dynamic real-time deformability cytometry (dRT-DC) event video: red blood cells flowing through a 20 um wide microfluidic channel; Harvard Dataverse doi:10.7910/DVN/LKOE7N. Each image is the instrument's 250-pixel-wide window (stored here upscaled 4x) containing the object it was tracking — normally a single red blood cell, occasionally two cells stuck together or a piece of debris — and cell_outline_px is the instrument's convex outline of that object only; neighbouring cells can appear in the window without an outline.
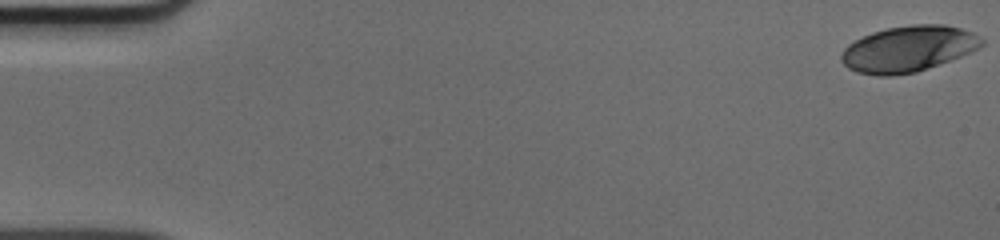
{"species": "human", "species_latin": "Homo sapiens", "temperature_condition": "cold", "stored_images_in_passage": 51, "camera_frame_rate_fps": 3000, "um_per_image_px": 0.085, "donor": {"sex": "male"}, "frame": {"image": 1, "passage_image": 1, "time_ms": 0.0, "image_size_px": [1000, 240], "cell_outline_px": [[984, 44], [980, 48], [972, 52], [928, 68], [916, 72], [892, 76], [876, 76], [856, 72], [848, 68], [840, 60], [840, 52], [848, 44], [872, 32], [888, 28], [912, 24], [944, 24], [960, 28], [972, 32], [984, 40]], "centroid_in_image_um": [77.19, 4.16], "position_along_channel_um": 7.8, "area_um2": 37.8}}
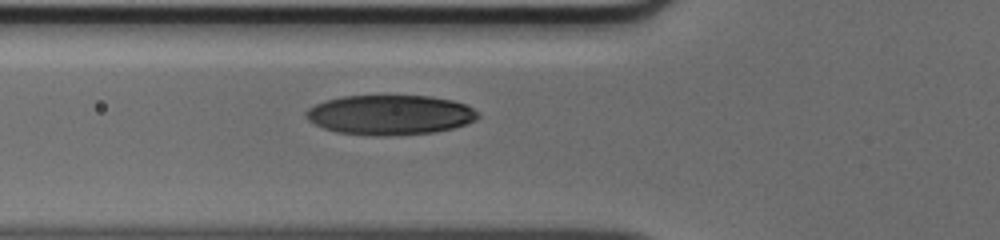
{"frame": {"image": 2, "passage_image": 19, "time_ms": 6.0, "image_size_px": [1000, 240], "cell_outline_px": [[480, 116], [476, 120], [452, 128], [436, 132], [388, 136], [372, 136], [336, 132], [324, 128], [308, 120], [304, 116], [304, 112], [308, 108], [316, 104], [328, 100], [344, 96], [428, 96], [452, 100], [468, 104], [480, 112]], "centroid_in_image_um": [33.18, 9.77], "position_along_channel_um": 92.6, "area_um2": 40.11}}
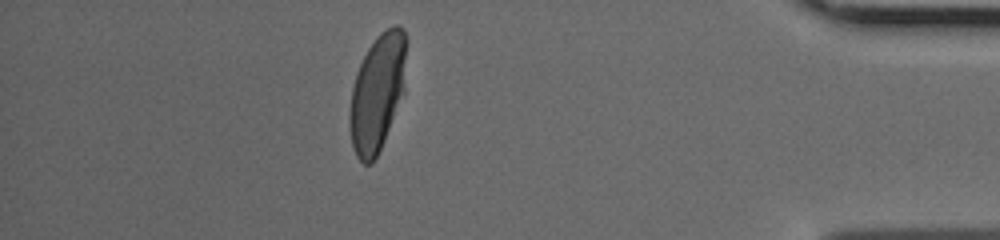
{"frame": {"image": 3, "passage_image": 45, "time_ms": 14.667, "image_size_px": [1000, 240], "cell_outline_px": [[404, 92], [384, 140], [372, 164], [364, 164], [356, 156], [352, 148], [348, 120], [348, 112], [352, 88], [356, 72], [368, 48], [376, 36], [380, 32], [392, 24], [400, 24], [404, 28]], "centroid_in_image_um": [32.03, 7.89], "position_along_channel_um": 403.2, "area_um2": 38.55}}